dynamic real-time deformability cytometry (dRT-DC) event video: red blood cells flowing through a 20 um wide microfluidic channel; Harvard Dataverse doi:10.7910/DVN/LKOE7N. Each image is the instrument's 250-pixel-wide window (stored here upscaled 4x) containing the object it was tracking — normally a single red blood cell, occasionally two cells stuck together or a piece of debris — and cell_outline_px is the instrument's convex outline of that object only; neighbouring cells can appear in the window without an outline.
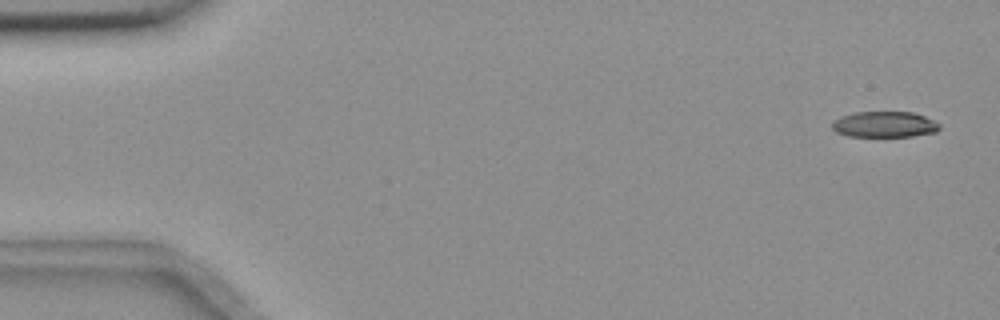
{"species": "common noctule bat (a hibernating species)", "species_latin": "Nyctalus noctula", "temperature_condition": "room temperature", "stored_images_in_passage": 5, "camera_frame_rate_fps": 3000, "um_per_image_px": 0.085, "animal": {"sex": "female", "body_mass_g": 18.4}, "frame": {"image": 1, "passage_image": 1, "time_ms": 0.0, "image_size_px": [1000, 320], "cell_outline_px": [[940, 128], [936, 132], [912, 136], [848, 136], [836, 132], [832, 128], [832, 120], [840, 116], [856, 112], [912, 112], [924, 116], [940, 124]], "centroid_in_image_um": [75.16, 10.57], "position_along_channel_um": 9.8, "area_um2": 16.18}}
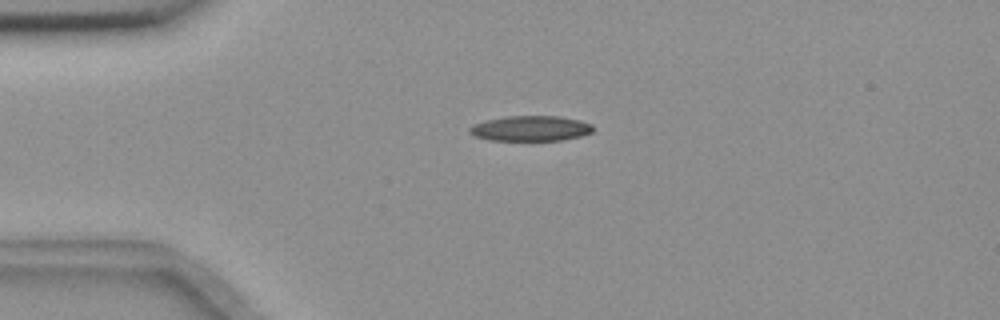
{"frame": {"image": 2, "passage_image": 4, "time_ms": 1.0, "image_size_px": [1000, 320], "cell_outline_px": [[592, 132], [580, 136], [560, 140], [488, 140], [472, 136], [468, 132], [468, 128], [472, 124], [488, 120], [508, 116], [560, 116], [580, 120], [592, 124]], "centroid_in_image_um": [45.06, 10.91], "position_along_channel_um": 39.9, "area_um2": 18.21}}